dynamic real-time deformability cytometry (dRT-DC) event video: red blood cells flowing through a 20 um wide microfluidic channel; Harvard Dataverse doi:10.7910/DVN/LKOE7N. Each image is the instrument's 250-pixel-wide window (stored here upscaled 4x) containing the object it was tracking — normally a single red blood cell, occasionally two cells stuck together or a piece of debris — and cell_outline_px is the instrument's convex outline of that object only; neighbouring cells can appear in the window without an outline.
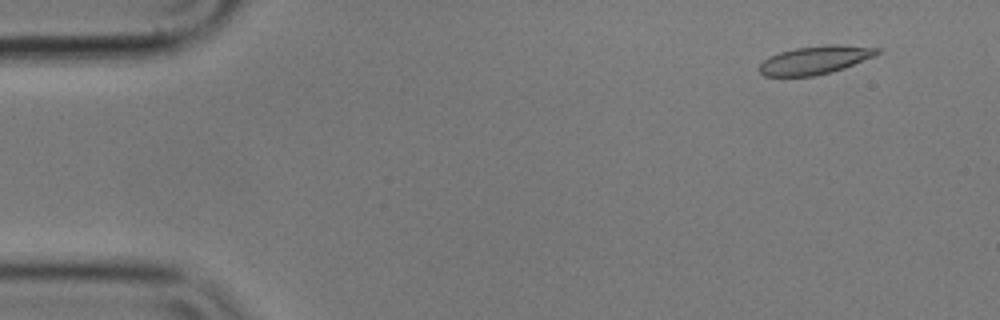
{"species": "common noctule bat (a hibernating species)", "species_latin": "Nyctalus noctula", "temperature_condition": "cold", "stored_images_in_passage": 35, "camera_frame_rate_fps": 3000, "um_per_image_px": 0.085, "animal": {"sex": "male", "body_mass_g": 17.9}, "frame": {"image": 1, "passage_image": 5, "time_ms": 1.333, "image_size_px": [1000, 320], "cell_outline_px": [[884, 48], [876, 56], [844, 68], [812, 76], [764, 76], [756, 68], [768, 56], [780, 52], [796, 48], [832, 44], [836, 44]], "centroid_in_image_um": [69.3, 5.09], "position_along_channel_um": 15.7, "area_um2": 19.48}}
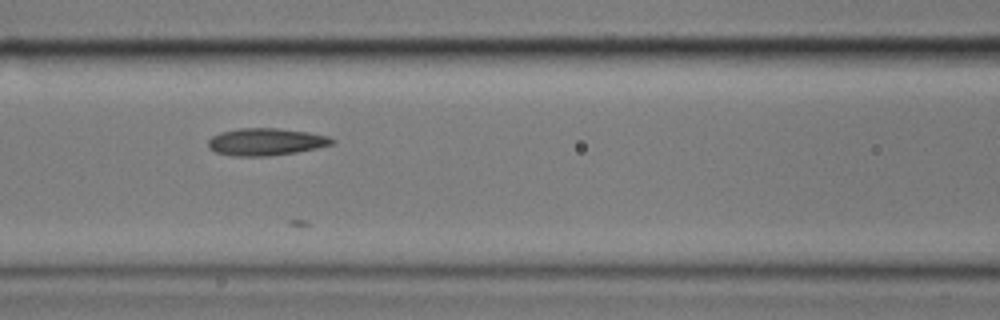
{"frame": {"image": 2, "passage_image": 24, "time_ms": 7.667, "image_size_px": [1000, 320], "cell_outline_px": [[336, 140], [332, 144], [316, 148], [296, 152], [268, 156], [232, 156], [216, 152], [208, 148], [208, 140], [212, 136], [220, 132], [240, 128], [276, 128], [308, 132], [328, 136]], "centroid_in_image_um": [22.57, 12.05], "position_along_channel_um": 144.0, "area_um2": 19.65}}
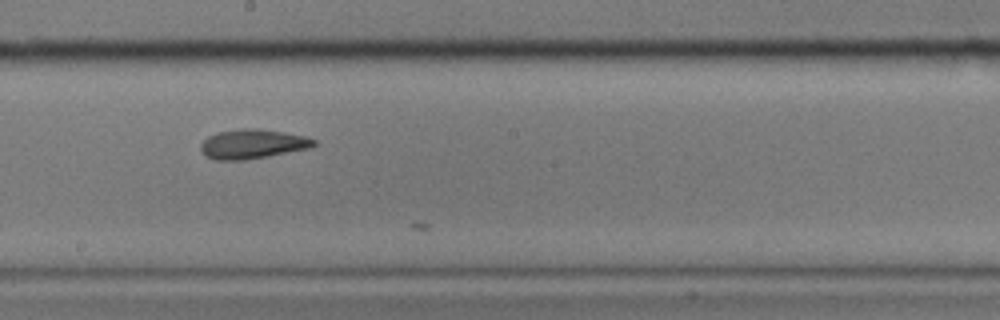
{"frame": {"image": 3, "passage_image": 31, "time_ms": 10.0, "image_size_px": [1000, 320], "cell_outline_px": [[316, 144], [312, 148], [268, 156], [244, 160], [216, 160], [204, 156], [200, 152], [200, 144], [208, 136], [220, 132], [240, 128], [256, 128], [284, 132], [304, 136], [316, 140]], "centroid_in_image_um": [21.45, 12.25], "position_along_channel_um": 226.7, "area_um2": 19.54}}